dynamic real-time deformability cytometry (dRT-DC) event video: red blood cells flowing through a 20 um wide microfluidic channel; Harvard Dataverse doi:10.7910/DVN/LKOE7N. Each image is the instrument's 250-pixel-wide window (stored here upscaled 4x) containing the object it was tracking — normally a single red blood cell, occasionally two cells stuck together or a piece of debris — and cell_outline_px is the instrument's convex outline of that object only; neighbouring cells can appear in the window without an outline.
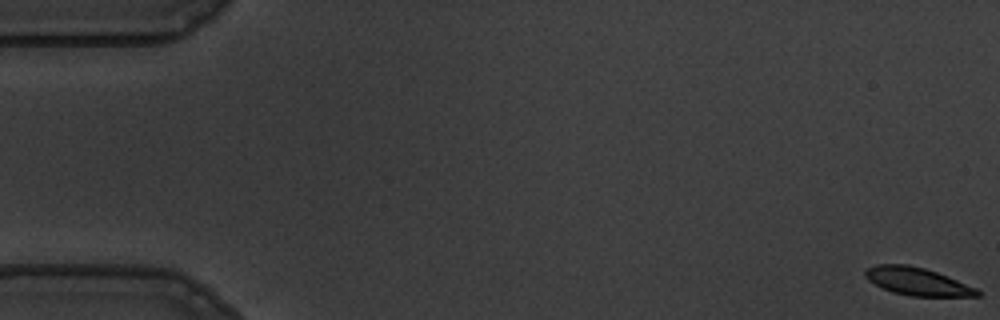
{"species": "common noctule bat (a hibernating species)", "species_latin": "Nyctalus noctula", "temperature_condition": "warm", "stored_images_in_passage": 57, "camera_frame_rate_fps": 3000, "um_per_image_px": 0.085, "animal": {"sex": "male", "body_mass_g": 19.5, "forearm_length_mm": 54.6}, "frame": {"image": 1, "passage_image": 1, "time_ms": 0.0, "image_size_px": [1000, 320], "cell_outline_px": [[980, 296], [908, 296], [892, 292], [868, 280], [864, 276], [864, 268], [876, 264], [908, 264], [924, 268], [936, 272], [976, 288], [980, 292]], "centroid_in_image_um": [77.91, 23.91], "position_along_channel_um": 7.1, "area_um2": 18.03}}
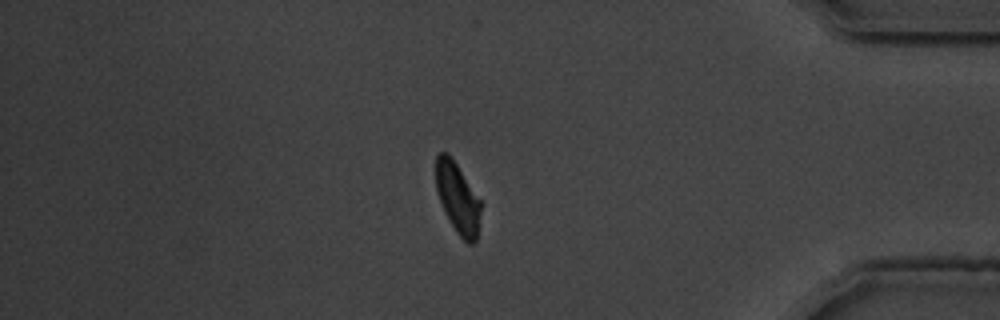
{"frame": {"image": 2, "passage_image": 49, "time_ms": 16.0, "image_size_px": [1000, 320], "cell_outline_px": [[480, 212], [476, 240], [472, 244], [468, 244], [456, 232], [444, 212], [436, 192], [436, 156], [440, 152], [448, 152], [480, 200]], "centroid_in_image_um": [38.87, 16.84], "position_along_channel_um": 396.3, "area_um2": 18.21}}
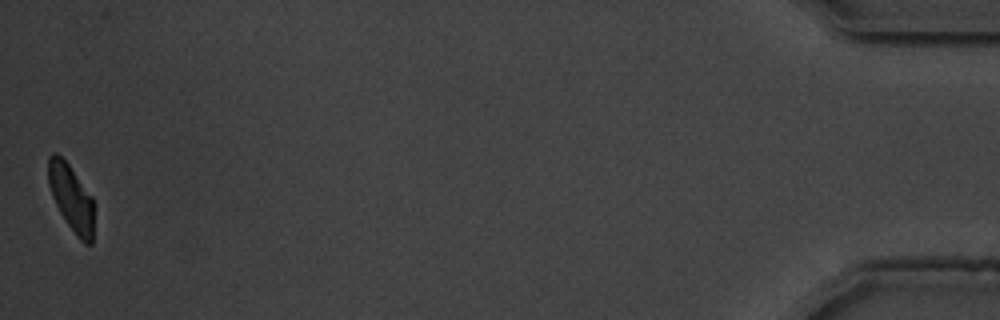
{"frame": {"image": 3, "passage_image": 57, "time_ms": 18.667, "image_size_px": [1000, 320], "cell_outline_px": [[92, 244], [84, 244], [80, 240], [68, 224], [60, 212], [52, 196], [48, 184], [48, 156], [52, 152], [56, 152], [68, 164], [92, 196]], "centroid_in_image_um": [6.02, 16.79], "position_along_channel_um": 429.2, "area_um2": 17.34}, "authors_computed_cell_mechanics": {"area_um2": 19.363, "velocity_mm_per_s": 3.5629, "shape_relaxation_time_tau1_ms": 4.8803, "shape_relaxation_time_tau2_ms": 2.2011, "deformation_change_tau1": 0.1778, "deformation_change_tau2": 0.0779}}